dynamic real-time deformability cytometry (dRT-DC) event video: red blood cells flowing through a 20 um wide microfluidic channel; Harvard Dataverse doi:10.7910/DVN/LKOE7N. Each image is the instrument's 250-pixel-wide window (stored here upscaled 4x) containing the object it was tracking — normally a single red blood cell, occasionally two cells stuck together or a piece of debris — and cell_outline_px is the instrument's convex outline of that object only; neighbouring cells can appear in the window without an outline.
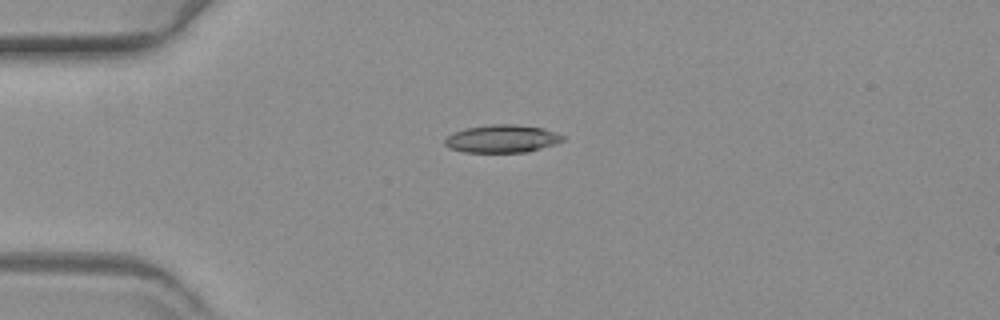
{"species": "common noctule bat (a hibernating species)", "species_latin": "Nyctalus noctula", "temperature_condition": "warm", "stored_images_in_passage": 45, "camera_frame_rate_fps": 3000, "um_per_image_px": 0.085, "animal": {"sex": "female", "body_mass_g": 19.3, "forearm_length_mm": 54.1}, "frame": {"image": 1, "passage_image": 1, "time_ms": 0.0, "image_size_px": [1000, 320], "cell_outline_px": [[564, 140], [540, 148], [524, 152], [464, 152], [448, 148], [444, 144], [444, 140], [452, 132], [464, 128], [492, 124], [516, 124], [544, 128], [556, 132], [564, 136]], "centroid_in_image_um": [42.63, 11.78], "position_along_channel_um": 42.4, "area_um2": 19.13}}
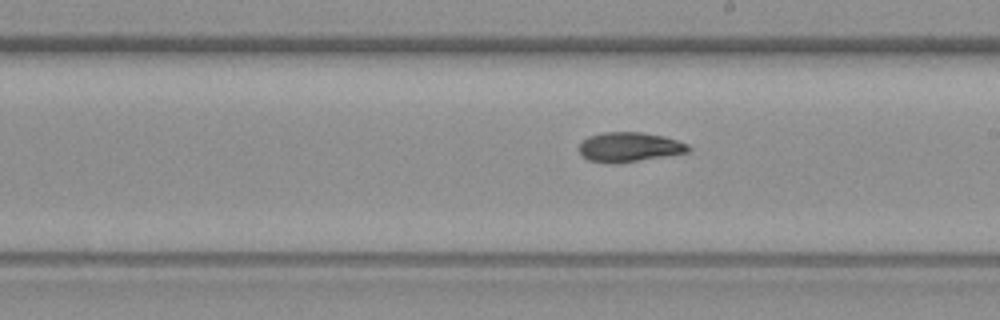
{"frame": {"image": 2, "passage_image": 20, "time_ms": 6.333, "image_size_px": [1000, 320], "cell_outline_px": [[692, 148], [688, 152], [616, 164], [612, 164], [588, 160], [580, 156], [580, 144], [588, 136], [604, 132], [640, 132], [664, 136], [688, 144]], "centroid_in_image_um": [53.47, 12.5], "position_along_channel_um": 235.5, "area_um2": 18.84}}
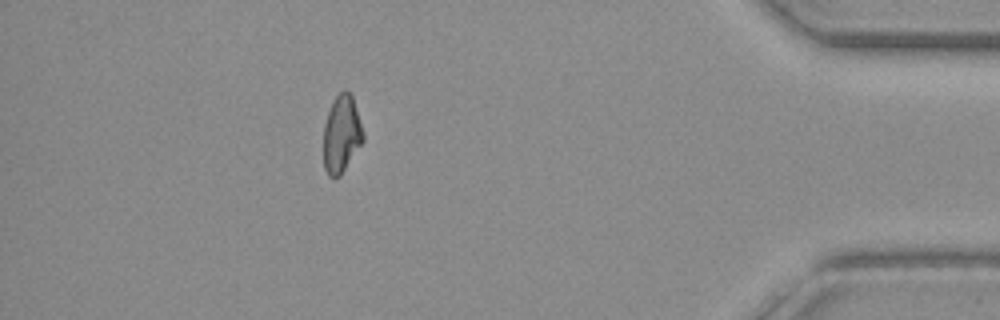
{"frame": {"image": 3, "passage_image": 39, "time_ms": 12.667, "image_size_px": [1000, 320], "cell_outline_px": [[364, 140], [340, 176], [328, 176], [324, 168], [324, 124], [332, 100], [344, 88], [352, 96], [364, 132]], "centroid_in_image_um": [29.03, 11.38], "position_along_channel_um": 406.2, "area_um2": 17.8}}